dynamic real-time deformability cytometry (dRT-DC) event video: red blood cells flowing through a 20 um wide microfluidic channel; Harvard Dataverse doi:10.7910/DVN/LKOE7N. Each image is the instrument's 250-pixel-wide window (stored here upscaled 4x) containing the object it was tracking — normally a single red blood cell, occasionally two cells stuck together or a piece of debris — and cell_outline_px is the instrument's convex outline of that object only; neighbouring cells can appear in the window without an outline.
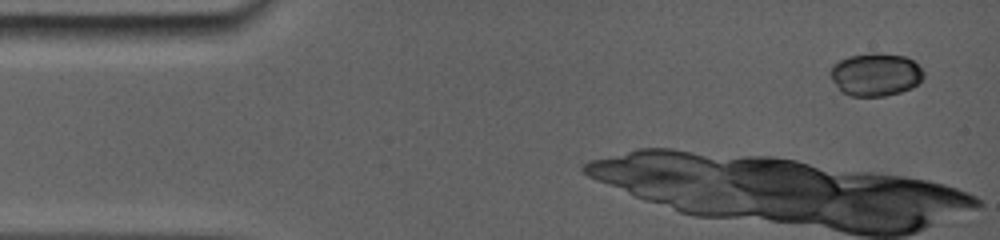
{"species": "common noctule bat (a hibernating species)", "species_latin": "Nyctalus noctula", "temperature_condition": "room temperature", "stored_images_in_passage": 3, "camera_frame_rate_fps": 5000, "um_per_image_px": 0.085, "animal": {"sex": "female", "body_mass_g": 19.0, "forearm_length_mm": 56.7}, "frame": {"image": 1, "passage_image": 1, "time_ms": 0.0, "image_size_px": [1000, 240], "cell_outline_px": [[924, 76], [912, 88], [900, 92], [884, 96], [852, 96], [840, 92], [832, 80], [828, 72], [832, 64], [848, 56], [872, 52], [876, 52], [904, 56], [912, 60], [924, 72]], "centroid_in_image_um": [74.37, 6.33], "position_along_channel_um": 10.6, "area_um2": 23.52}}